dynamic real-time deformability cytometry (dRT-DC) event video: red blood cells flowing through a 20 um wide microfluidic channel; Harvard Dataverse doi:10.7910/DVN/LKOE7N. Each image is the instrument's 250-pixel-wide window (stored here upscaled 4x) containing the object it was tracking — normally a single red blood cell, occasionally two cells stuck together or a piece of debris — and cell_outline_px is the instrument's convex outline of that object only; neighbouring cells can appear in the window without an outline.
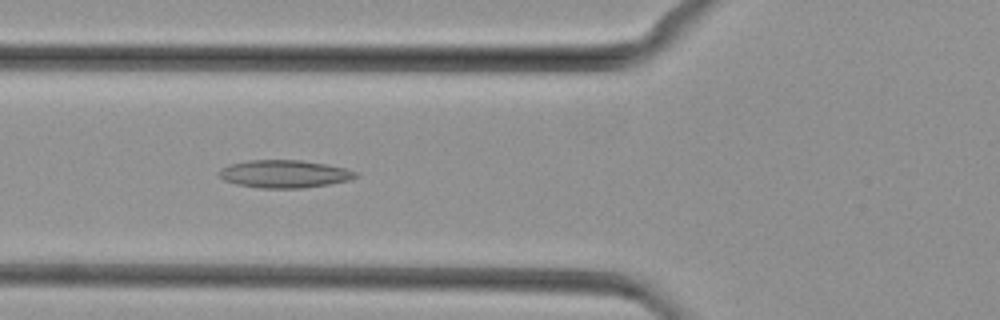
{"species": "common noctule bat (a hibernating species)", "species_latin": "Nyctalus noctula", "temperature_condition": "cold", "stored_images_in_passage": 44, "camera_frame_rate_fps": 3000, "um_per_image_px": 0.085, "animal": {"sex": "female", "body_mass_g": 29.2, "forearm_length_mm": 56.3}, "frame": {"image": 1, "passage_image": 17, "time_ms": 5.333, "image_size_px": [1000, 320], "cell_outline_px": [[360, 176], [348, 180], [328, 184], [304, 188], [260, 188], [236, 184], [224, 180], [216, 172], [220, 168], [228, 164], [248, 160], [300, 160], [324, 164], [344, 168], [360, 172]], "centroid_in_image_um": [24.15, 14.78], "position_along_channel_um": 101.7, "area_um2": 22.2}}
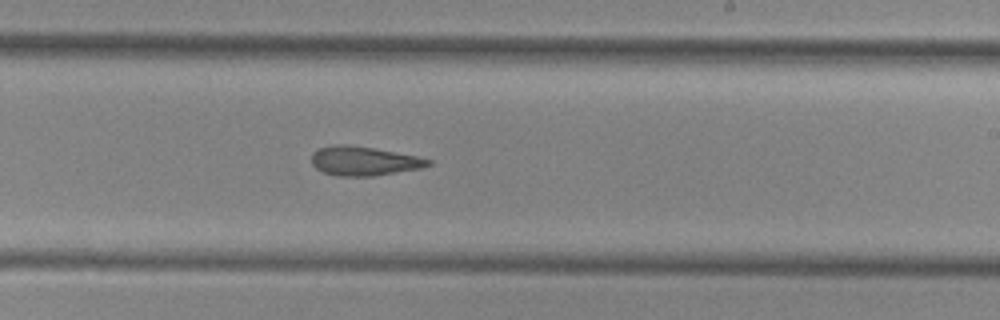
{"frame": {"image": 2, "passage_image": 28, "time_ms": 9.0, "image_size_px": [1000, 320], "cell_outline_px": [[432, 164], [424, 168], [372, 176], [336, 176], [324, 172], [316, 168], [312, 164], [312, 152], [316, 148], [332, 144], [344, 144], [372, 148], [416, 156], [432, 160]], "centroid_in_image_um": [30.91, 13.68], "position_along_channel_um": 258.1, "area_um2": 19.88}}
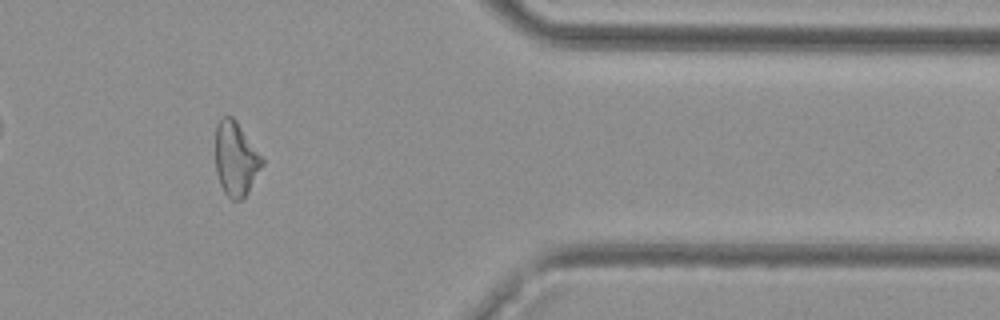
{"frame": {"image": 3, "passage_image": 39, "time_ms": 12.667, "image_size_px": [1000, 320], "cell_outline_px": [[264, 164], [248, 192], [240, 200], [232, 200], [224, 192], [220, 184], [216, 172], [216, 124], [224, 116], [232, 116], [236, 120], [264, 160]], "centroid_in_image_um": [20.04, 13.51], "position_along_channel_um": 391.4, "area_um2": 20.0}}